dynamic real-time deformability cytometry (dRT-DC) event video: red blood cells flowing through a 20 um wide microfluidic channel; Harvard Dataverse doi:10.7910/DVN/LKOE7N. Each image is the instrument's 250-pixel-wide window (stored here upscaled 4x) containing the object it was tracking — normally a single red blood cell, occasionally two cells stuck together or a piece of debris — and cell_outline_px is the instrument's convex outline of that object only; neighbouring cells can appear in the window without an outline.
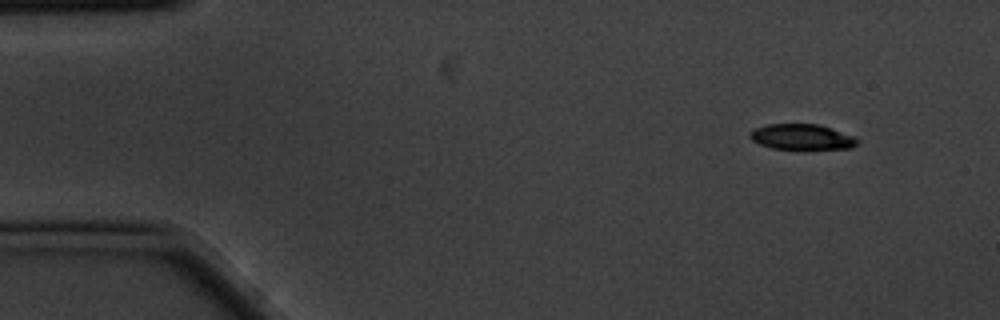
{"species": "common noctule bat (a hibernating species)", "species_latin": "Nyctalus noctula", "temperature_condition": "cold", "stored_images_in_passage": 4, "camera_frame_rate_fps": 3000, "um_per_image_px": 0.085, "animal": {"sex": "male", "body_mass_g": 20.1, "forearm_length_mm": 53.5}, "frame": {"image": 1, "passage_image": 1, "time_ms": 0.0, "image_size_px": [1000, 320], "cell_outline_px": [[860, 140], [852, 148], [772, 148], [760, 144], [752, 140], [748, 136], [756, 128], [768, 124], [820, 124], [832, 128], [852, 136]], "centroid_in_image_um": [68.16, 11.62], "position_along_channel_um": 16.8, "area_um2": 15.61}}
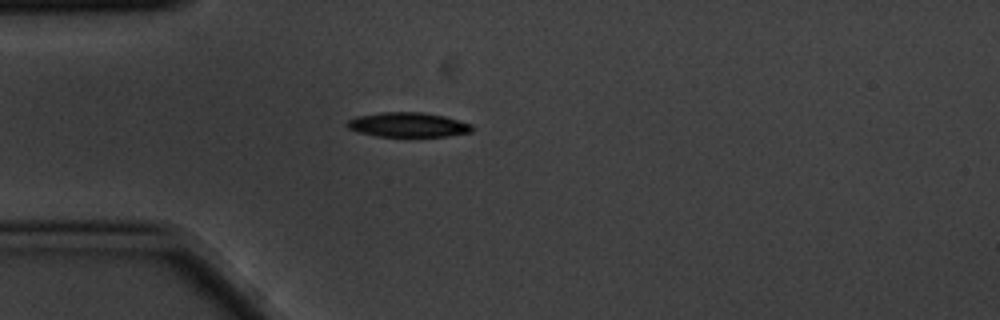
{"frame": {"image": 2, "passage_image": 4, "time_ms": 1.0, "image_size_px": [1000, 320], "cell_outline_px": [[476, 128], [472, 132], [448, 136], [376, 136], [356, 132], [348, 128], [344, 124], [348, 120], [356, 116], [380, 112], [424, 112], [444, 116], [472, 124]], "centroid_in_image_um": [34.67, 10.6], "position_along_channel_um": 50.3, "area_um2": 18.15}}